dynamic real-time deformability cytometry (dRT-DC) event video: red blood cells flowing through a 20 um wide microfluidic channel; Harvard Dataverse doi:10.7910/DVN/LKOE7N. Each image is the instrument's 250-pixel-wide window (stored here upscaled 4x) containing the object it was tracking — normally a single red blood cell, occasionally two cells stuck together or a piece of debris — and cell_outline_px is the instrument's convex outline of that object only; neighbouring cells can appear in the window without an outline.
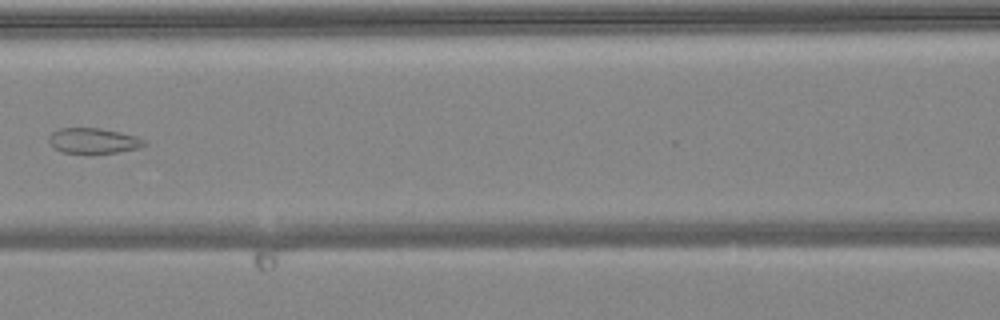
{"species": "common noctule bat (a hibernating species)", "species_latin": "Nyctalus noctula", "temperature_condition": "warm", "stored_images_in_passage": 5, "camera_frame_rate_fps": 3000, "um_per_image_px": 0.085, "animal": {"sex": "female", "body_mass_g": 24.6, "forearm_length_mm": 56.2}, "frame": {"image": 1, "passage_image": 4, "time_ms": 1.0, "image_size_px": [1000, 320], "cell_outline_px": [[148, 144], [140, 148], [116, 152], [88, 156], [60, 152], [52, 148], [48, 140], [48, 136], [52, 132], [60, 128], [100, 128], [120, 132], [136, 136], [144, 140]], "centroid_in_image_um": [7.89, 12.01], "position_along_channel_um": 158.7, "area_um2": 14.85}}
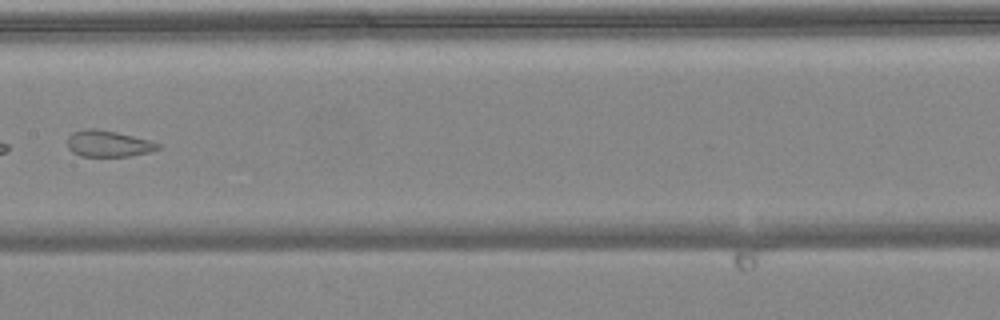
{"frame": {"image": 2, "passage_image": 5, "time_ms": 1.333, "image_size_px": [1000, 320], "cell_outline_px": [[164, 148], [148, 152], [128, 156], [80, 156], [72, 152], [68, 148], [68, 136], [72, 132], [84, 128], [96, 128], [116, 132], [148, 140], [160, 144]], "centroid_in_image_um": [9.18, 12.2], "position_along_channel_um": 198.2, "area_um2": 13.93}}